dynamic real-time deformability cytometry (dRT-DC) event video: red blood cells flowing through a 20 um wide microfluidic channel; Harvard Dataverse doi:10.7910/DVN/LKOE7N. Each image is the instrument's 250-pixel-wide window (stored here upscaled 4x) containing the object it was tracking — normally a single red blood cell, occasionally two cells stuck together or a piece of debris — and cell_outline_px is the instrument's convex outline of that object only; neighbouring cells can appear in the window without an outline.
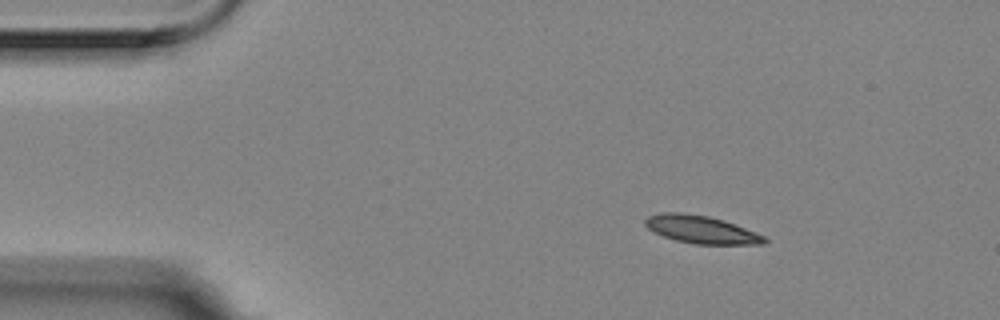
{"species": "Egyptian fruit bat (a non-hibernating species)", "species_latin": "Rousettus aegyptiacus", "temperature_condition": "room temperature", "stored_images_in_passage": 4, "camera_frame_rate_fps": 3000, "um_per_image_px": 0.085, "animal": {"sex": "female"}, "frame": {"image": 1, "passage_image": 2, "time_ms": 0.333, "image_size_px": [1000, 320], "cell_outline_px": [[768, 240], [764, 244], [696, 244], [676, 240], [652, 232], [644, 224], [644, 220], [648, 216], [664, 212], [684, 212], [708, 216], [724, 220], [756, 232], [764, 236]], "centroid_in_image_um": [59.59, 19.5], "position_along_channel_um": 25.4, "area_um2": 19.31}}